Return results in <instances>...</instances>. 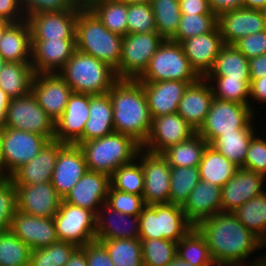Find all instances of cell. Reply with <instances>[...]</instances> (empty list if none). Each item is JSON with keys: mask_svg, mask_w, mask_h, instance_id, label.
Instances as JSON below:
<instances>
[{"mask_svg": "<svg viewBox=\"0 0 266 266\" xmlns=\"http://www.w3.org/2000/svg\"><path fill=\"white\" fill-rule=\"evenodd\" d=\"M110 183L114 189L119 191L142 195L144 191V173L141 163L131 162L120 166L110 176Z\"/></svg>", "mask_w": 266, "mask_h": 266, "instance_id": "obj_47", "label": "cell"}, {"mask_svg": "<svg viewBox=\"0 0 266 266\" xmlns=\"http://www.w3.org/2000/svg\"><path fill=\"white\" fill-rule=\"evenodd\" d=\"M191 67L205 78L212 70L220 50L225 45L218 26L212 31L181 42Z\"/></svg>", "mask_w": 266, "mask_h": 266, "instance_id": "obj_23", "label": "cell"}, {"mask_svg": "<svg viewBox=\"0 0 266 266\" xmlns=\"http://www.w3.org/2000/svg\"><path fill=\"white\" fill-rule=\"evenodd\" d=\"M236 218L266 244V191L233 212Z\"/></svg>", "mask_w": 266, "mask_h": 266, "instance_id": "obj_40", "label": "cell"}, {"mask_svg": "<svg viewBox=\"0 0 266 266\" xmlns=\"http://www.w3.org/2000/svg\"><path fill=\"white\" fill-rule=\"evenodd\" d=\"M148 32H157L151 4H128L127 34Z\"/></svg>", "mask_w": 266, "mask_h": 266, "instance_id": "obj_50", "label": "cell"}, {"mask_svg": "<svg viewBox=\"0 0 266 266\" xmlns=\"http://www.w3.org/2000/svg\"><path fill=\"white\" fill-rule=\"evenodd\" d=\"M88 170L111 176L122 165L137 161L142 145L133 137L113 132L107 136L79 143Z\"/></svg>", "mask_w": 266, "mask_h": 266, "instance_id": "obj_4", "label": "cell"}, {"mask_svg": "<svg viewBox=\"0 0 266 266\" xmlns=\"http://www.w3.org/2000/svg\"><path fill=\"white\" fill-rule=\"evenodd\" d=\"M201 180L223 187L236 173L237 167L224 155L208 145L199 163Z\"/></svg>", "mask_w": 266, "mask_h": 266, "instance_id": "obj_34", "label": "cell"}, {"mask_svg": "<svg viewBox=\"0 0 266 266\" xmlns=\"http://www.w3.org/2000/svg\"><path fill=\"white\" fill-rule=\"evenodd\" d=\"M84 0H20L25 19L43 12L75 10Z\"/></svg>", "mask_w": 266, "mask_h": 266, "instance_id": "obj_53", "label": "cell"}, {"mask_svg": "<svg viewBox=\"0 0 266 266\" xmlns=\"http://www.w3.org/2000/svg\"><path fill=\"white\" fill-rule=\"evenodd\" d=\"M144 266H166L176 256L177 243L166 239H140Z\"/></svg>", "mask_w": 266, "mask_h": 266, "instance_id": "obj_49", "label": "cell"}, {"mask_svg": "<svg viewBox=\"0 0 266 266\" xmlns=\"http://www.w3.org/2000/svg\"><path fill=\"white\" fill-rule=\"evenodd\" d=\"M48 141L37 133L3 127L0 176L10 177L18 168L35 158Z\"/></svg>", "mask_w": 266, "mask_h": 266, "instance_id": "obj_9", "label": "cell"}, {"mask_svg": "<svg viewBox=\"0 0 266 266\" xmlns=\"http://www.w3.org/2000/svg\"><path fill=\"white\" fill-rule=\"evenodd\" d=\"M200 78L185 56L181 43L165 39L137 80L139 82L176 80L193 84Z\"/></svg>", "mask_w": 266, "mask_h": 266, "instance_id": "obj_7", "label": "cell"}, {"mask_svg": "<svg viewBox=\"0 0 266 266\" xmlns=\"http://www.w3.org/2000/svg\"><path fill=\"white\" fill-rule=\"evenodd\" d=\"M213 266H238V265H218V264H215Z\"/></svg>", "mask_w": 266, "mask_h": 266, "instance_id": "obj_71", "label": "cell"}, {"mask_svg": "<svg viewBox=\"0 0 266 266\" xmlns=\"http://www.w3.org/2000/svg\"><path fill=\"white\" fill-rule=\"evenodd\" d=\"M3 149V128H0V154Z\"/></svg>", "mask_w": 266, "mask_h": 266, "instance_id": "obj_69", "label": "cell"}, {"mask_svg": "<svg viewBox=\"0 0 266 266\" xmlns=\"http://www.w3.org/2000/svg\"><path fill=\"white\" fill-rule=\"evenodd\" d=\"M209 144L196 133L190 139L171 145L161 155L167 160L170 167L199 166L204 150Z\"/></svg>", "mask_w": 266, "mask_h": 266, "instance_id": "obj_37", "label": "cell"}, {"mask_svg": "<svg viewBox=\"0 0 266 266\" xmlns=\"http://www.w3.org/2000/svg\"><path fill=\"white\" fill-rule=\"evenodd\" d=\"M17 211L36 217L53 218L63 198L50 181L34 185H15Z\"/></svg>", "mask_w": 266, "mask_h": 266, "instance_id": "obj_18", "label": "cell"}, {"mask_svg": "<svg viewBox=\"0 0 266 266\" xmlns=\"http://www.w3.org/2000/svg\"><path fill=\"white\" fill-rule=\"evenodd\" d=\"M87 171L81 148L76 144H65L59 150L50 182L56 192L64 198Z\"/></svg>", "mask_w": 266, "mask_h": 266, "instance_id": "obj_21", "label": "cell"}, {"mask_svg": "<svg viewBox=\"0 0 266 266\" xmlns=\"http://www.w3.org/2000/svg\"><path fill=\"white\" fill-rule=\"evenodd\" d=\"M266 102V77L250 80V99ZM261 100V101H260Z\"/></svg>", "mask_w": 266, "mask_h": 266, "instance_id": "obj_61", "label": "cell"}, {"mask_svg": "<svg viewBox=\"0 0 266 266\" xmlns=\"http://www.w3.org/2000/svg\"><path fill=\"white\" fill-rule=\"evenodd\" d=\"M31 46L27 19L11 22L0 40V55L6 62H31Z\"/></svg>", "mask_w": 266, "mask_h": 266, "instance_id": "obj_31", "label": "cell"}, {"mask_svg": "<svg viewBox=\"0 0 266 266\" xmlns=\"http://www.w3.org/2000/svg\"><path fill=\"white\" fill-rule=\"evenodd\" d=\"M76 49L105 62L119 79V60L123 36L109 31L84 4L76 21Z\"/></svg>", "mask_w": 266, "mask_h": 266, "instance_id": "obj_3", "label": "cell"}, {"mask_svg": "<svg viewBox=\"0 0 266 266\" xmlns=\"http://www.w3.org/2000/svg\"><path fill=\"white\" fill-rule=\"evenodd\" d=\"M65 266H88L85 250L82 247H77Z\"/></svg>", "mask_w": 266, "mask_h": 266, "instance_id": "obj_62", "label": "cell"}, {"mask_svg": "<svg viewBox=\"0 0 266 266\" xmlns=\"http://www.w3.org/2000/svg\"><path fill=\"white\" fill-rule=\"evenodd\" d=\"M11 98L0 88V128L4 127L6 111Z\"/></svg>", "mask_w": 266, "mask_h": 266, "instance_id": "obj_63", "label": "cell"}, {"mask_svg": "<svg viewBox=\"0 0 266 266\" xmlns=\"http://www.w3.org/2000/svg\"><path fill=\"white\" fill-rule=\"evenodd\" d=\"M217 26L226 45H233L249 34L266 30V11L239 8L218 16Z\"/></svg>", "mask_w": 266, "mask_h": 266, "instance_id": "obj_19", "label": "cell"}, {"mask_svg": "<svg viewBox=\"0 0 266 266\" xmlns=\"http://www.w3.org/2000/svg\"><path fill=\"white\" fill-rule=\"evenodd\" d=\"M84 4L111 32L127 34L128 4L116 0H84Z\"/></svg>", "mask_w": 266, "mask_h": 266, "instance_id": "obj_36", "label": "cell"}, {"mask_svg": "<svg viewBox=\"0 0 266 266\" xmlns=\"http://www.w3.org/2000/svg\"><path fill=\"white\" fill-rule=\"evenodd\" d=\"M188 221L196 226L222 211L221 187L200 180L182 206Z\"/></svg>", "mask_w": 266, "mask_h": 266, "instance_id": "obj_28", "label": "cell"}, {"mask_svg": "<svg viewBox=\"0 0 266 266\" xmlns=\"http://www.w3.org/2000/svg\"><path fill=\"white\" fill-rule=\"evenodd\" d=\"M206 77L250 79L249 61L234 45L225 44Z\"/></svg>", "mask_w": 266, "mask_h": 266, "instance_id": "obj_35", "label": "cell"}, {"mask_svg": "<svg viewBox=\"0 0 266 266\" xmlns=\"http://www.w3.org/2000/svg\"><path fill=\"white\" fill-rule=\"evenodd\" d=\"M76 245L57 241L42 249H33L30 254L29 266H65Z\"/></svg>", "mask_w": 266, "mask_h": 266, "instance_id": "obj_48", "label": "cell"}, {"mask_svg": "<svg viewBox=\"0 0 266 266\" xmlns=\"http://www.w3.org/2000/svg\"><path fill=\"white\" fill-rule=\"evenodd\" d=\"M196 133L177 112L161 115L152 118L151 131L142 148L150 153L161 154L171 145L184 142Z\"/></svg>", "mask_w": 266, "mask_h": 266, "instance_id": "obj_14", "label": "cell"}, {"mask_svg": "<svg viewBox=\"0 0 266 266\" xmlns=\"http://www.w3.org/2000/svg\"><path fill=\"white\" fill-rule=\"evenodd\" d=\"M243 8L266 11V0H242Z\"/></svg>", "mask_w": 266, "mask_h": 266, "instance_id": "obj_64", "label": "cell"}, {"mask_svg": "<svg viewBox=\"0 0 266 266\" xmlns=\"http://www.w3.org/2000/svg\"><path fill=\"white\" fill-rule=\"evenodd\" d=\"M110 185L109 175L88 170L63 198V201L97 213V207L106 203Z\"/></svg>", "mask_w": 266, "mask_h": 266, "instance_id": "obj_25", "label": "cell"}, {"mask_svg": "<svg viewBox=\"0 0 266 266\" xmlns=\"http://www.w3.org/2000/svg\"><path fill=\"white\" fill-rule=\"evenodd\" d=\"M113 105L114 132L133 137L143 145L151 131L147 97L138 80L118 79L108 91Z\"/></svg>", "mask_w": 266, "mask_h": 266, "instance_id": "obj_2", "label": "cell"}, {"mask_svg": "<svg viewBox=\"0 0 266 266\" xmlns=\"http://www.w3.org/2000/svg\"><path fill=\"white\" fill-rule=\"evenodd\" d=\"M90 94L73 92L63 114L55 121L54 140L65 144L83 142V130L89 118Z\"/></svg>", "mask_w": 266, "mask_h": 266, "instance_id": "obj_17", "label": "cell"}, {"mask_svg": "<svg viewBox=\"0 0 266 266\" xmlns=\"http://www.w3.org/2000/svg\"><path fill=\"white\" fill-rule=\"evenodd\" d=\"M264 175L238 168L235 175L221 188L222 211L234 212L255 196L265 192Z\"/></svg>", "mask_w": 266, "mask_h": 266, "instance_id": "obj_22", "label": "cell"}, {"mask_svg": "<svg viewBox=\"0 0 266 266\" xmlns=\"http://www.w3.org/2000/svg\"><path fill=\"white\" fill-rule=\"evenodd\" d=\"M6 61L1 57L0 55V72L3 69L4 65H5Z\"/></svg>", "mask_w": 266, "mask_h": 266, "instance_id": "obj_70", "label": "cell"}, {"mask_svg": "<svg viewBox=\"0 0 266 266\" xmlns=\"http://www.w3.org/2000/svg\"><path fill=\"white\" fill-rule=\"evenodd\" d=\"M103 206L105 208L106 214L108 212L109 217L105 218L104 215L106 214H101V211L104 209L98 210L100 212L96 213V241L99 242L102 240L112 239H140L139 216L126 215L124 213L112 210L106 204Z\"/></svg>", "mask_w": 266, "mask_h": 266, "instance_id": "obj_30", "label": "cell"}, {"mask_svg": "<svg viewBox=\"0 0 266 266\" xmlns=\"http://www.w3.org/2000/svg\"><path fill=\"white\" fill-rule=\"evenodd\" d=\"M64 145L65 143L57 140L48 141L35 158L10 176L14 185H34L51 181L59 150Z\"/></svg>", "mask_w": 266, "mask_h": 266, "instance_id": "obj_26", "label": "cell"}, {"mask_svg": "<svg viewBox=\"0 0 266 266\" xmlns=\"http://www.w3.org/2000/svg\"><path fill=\"white\" fill-rule=\"evenodd\" d=\"M176 255L193 266H213L208 244L194 226L178 242Z\"/></svg>", "mask_w": 266, "mask_h": 266, "instance_id": "obj_39", "label": "cell"}, {"mask_svg": "<svg viewBox=\"0 0 266 266\" xmlns=\"http://www.w3.org/2000/svg\"><path fill=\"white\" fill-rule=\"evenodd\" d=\"M143 151L142 148L137 156H141L138 158L144 173V204H169L171 167L161 154Z\"/></svg>", "mask_w": 266, "mask_h": 266, "instance_id": "obj_13", "label": "cell"}, {"mask_svg": "<svg viewBox=\"0 0 266 266\" xmlns=\"http://www.w3.org/2000/svg\"><path fill=\"white\" fill-rule=\"evenodd\" d=\"M10 230L31 250L42 249L59 241L54 218L36 217L17 211Z\"/></svg>", "mask_w": 266, "mask_h": 266, "instance_id": "obj_24", "label": "cell"}, {"mask_svg": "<svg viewBox=\"0 0 266 266\" xmlns=\"http://www.w3.org/2000/svg\"><path fill=\"white\" fill-rule=\"evenodd\" d=\"M206 80H215L217 87H212L214 99L249 105L250 79H228V77H205Z\"/></svg>", "mask_w": 266, "mask_h": 266, "instance_id": "obj_45", "label": "cell"}, {"mask_svg": "<svg viewBox=\"0 0 266 266\" xmlns=\"http://www.w3.org/2000/svg\"><path fill=\"white\" fill-rule=\"evenodd\" d=\"M208 244L218 265L243 266L252 252L266 244L248 230L233 212L221 211L195 226Z\"/></svg>", "mask_w": 266, "mask_h": 266, "instance_id": "obj_1", "label": "cell"}, {"mask_svg": "<svg viewBox=\"0 0 266 266\" xmlns=\"http://www.w3.org/2000/svg\"><path fill=\"white\" fill-rule=\"evenodd\" d=\"M253 114L249 105L213 99L205 122L197 133L210 145L224 133L247 129Z\"/></svg>", "mask_w": 266, "mask_h": 266, "instance_id": "obj_8", "label": "cell"}, {"mask_svg": "<svg viewBox=\"0 0 266 266\" xmlns=\"http://www.w3.org/2000/svg\"><path fill=\"white\" fill-rule=\"evenodd\" d=\"M17 212V193L10 177L0 176V232L9 230Z\"/></svg>", "mask_w": 266, "mask_h": 266, "instance_id": "obj_51", "label": "cell"}, {"mask_svg": "<svg viewBox=\"0 0 266 266\" xmlns=\"http://www.w3.org/2000/svg\"><path fill=\"white\" fill-rule=\"evenodd\" d=\"M125 4L150 3L151 0H116Z\"/></svg>", "mask_w": 266, "mask_h": 266, "instance_id": "obj_66", "label": "cell"}, {"mask_svg": "<svg viewBox=\"0 0 266 266\" xmlns=\"http://www.w3.org/2000/svg\"><path fill=\"white\" fill-rule=\"evenodd\" d=\"M217 22L215 14L182 15L178 29L170 40L181 43L190 37L212 32L217 27Z\"/></svg>", "mask_w": 266, "mask_h": 266, "instance_id": "obj_46", "label": "cell"}, {"mask_svg": "<svg viewBox=\"0 0 266 266\" xmlns=\"http://www.w3.org/2000/svg\"><path fill=\"white\" fill-rule=\"evenodd\" d=\"M157 32L164 39H171L179 26L182 13L179 0H151Z\"/></svg>", "mask_w": 266, "mask_h": 266, "instance_id": "obj_42", "label": "cell"}, {"mask_svg": "<svg viewBox=\"0 0 266 266\" xmlns=\"http://www.w3.org/2000/svg\"><path fill=\"white\" fill-rule=\"evenodd\" d=\"M58 73L73 92L91 95L107 93L118 80L108 64L78 50Z\"/></svg>", "mask_w": 266, "mask_h": 266, "instance_id": "obj_5", "label": "cell"}, {"mask_svg": "<svg viewBox=\"0 0 266 266\" xmlns=\"http://www.w3.org/2000/svg\"><path fill=\"white\" fill-rule=\"evenodd\" d=\"M82 248L86 252L88 266H115L107 249L100 242L95 240Z\"/></svg>", "mask_w": 266, "mask_h": 266, "instance_id": "obj_56", "label": "cell"}, {"mask_svg": "<svg viewBox=\"0 0 266 266\" xmlns=\"http://www.w3.org/2000/svg\"><path fill=\"white\" fill-rule=\"evenodd\" d=\"M31 92L45 113L56 121L64 112L73 93L71 87L57 72L39 73L33 77Z\"/></svg>", "mask_w": 266, "mask_h": 266, "instance_id": "obj_15", "label": "cell"}, {"mask_svg": "<svg viewBox=\"0 0 266 266\" xmlns=\"http://www.w3.org/2000/svg\"><path fill=\"white\" fill-rule=\"evenodd\" d=\"M24 19L20 0H0V20L19 22Z\"/></svg>", "mask_w": 266, "mask_h": 266, "instance_id": "obj_57", "label": "cell"}, {"mask_svg": "<svg viewBox=\"0 0 266 266\" xmlns=\"http://www.w3.org/2000/svg\"><path fill=\"white\" fill-rule=\"evenodd\" d=\"M55 229L59 241L83 247L95 241L96 213L73 206L62 200L54 215Z\"/></svg>", "mask_w": 266, "mask_h": 266, "instance_id": "obj_12", "label": "cell"}, {"mask_svg": "<svg viewBox=\"0 0 266 266\" xmlns=\"http://www.w3.org/2000/svg\"><path fill=\"white\" fill-rule=\"evenodd\" d=\"M182 15L188 14H214L208 0H179Z\"/></svg>", "mask_w": 266, "mask_h": 266, "instance_id": "obj_58", "label": "cell"}, {"mask_svg": "<svg viewBox=\"0 0 266 266\" xmlns=\"http://www.w3.org/2000/svg\"><path fill=\"white\" fill-rule=\"evenodd\" d=\"M113 132V105L109 93L90 94L89 118L83 130V142L99 139Z\"/></svg>", "mask_w": 266, "mask_h": 266, "instance_id": "obj_32", "label": "cell"}, {"mask_svg": "<svg viewBox=\"0 0 266 266\" xmlns=\"http://www.w3.org/2000/svg\"><path fill=\"white\" fill-rule=\"evenodd\" d=\"M31 248L9 229L0 232V266H29Z\"/></svg>", "mask_w": 266, "mask_h": 266, "instance_id": "obj_44", "label": "cell"}, {"mask_svg": "<svg viewBox=\"0 0 266 266\" xmlns=\"http://www.w3.org/2000/svg\"><path fill=\"white\" fill-rule=\"evenodd\" d=\"M35 73L31 62H6L0 72V88L11 98H19L31 91Z\"/></svg>", "mask_w": 266, "mask_h": 266, "instance_id": "obj_33", "label": "cell"}, {"mask_svg": "<svg viewBox=\"0 0 266 266\" xmlns=\"http://www.w3.org/2000/svg\"><path fill=\"white\" fill-rule=\"evenodd\" d=\"M108 251L115 266H144L140 239L99 241Z\"/></svg>", "mask_w": 266, "mask_h": 266, "instance_id": "obj_41", "label": "cell"}, {"mask_svg": "<svg viewBox=\"0 0 266 266\" xmlns=\"http://www.w3.org/2000/svg\"><path fill=\"white\" fill-rule=\"evenodd\" d=\"M201 180L199 167H171L170 204L183 206Z\"/></svg>", "mask_w": 266, "mask_h": 266, "instance_id": "obj_43", "label": "cell"}, {"mask_svg": "<svg viewBox=\"0 0 266 266\" xmlns=\"http://www.w3.org/2000/svg\"><path fill=\"white\" fill-rule=\"evenodd\" d=\"M4 127L37 133L49 141L54 140L55 121L45 113L31 91L10 100Z\"/></svg>", "mask_w": 266, "mask_h": 266, "instance_id": "obj_11", "label": "cell"}, {"mask_svg": "<svg viewBox=\"0 0 266 266\" xmlns=\"http://www.w3.org/2000/svg\"><path fill=\"white\" fill-rule=\"evenodd\" d=\"M105 204L112 210L131 216H139L145 206L142 195L122 192L111 185Z\"/></svg>", "mask_w": 266, "mask_h": 266, "instance_id": "obj_52", "label": "cell"}, {"mask_svg": "<svg viewBox=\"0 0 266 266\" xmlns=\"http://www.w3.org/2000/svg\"><path fill=\"white\" fill-rule=\"evenodd\" d=\"M145 91L151 118L176 113L178 104L189 83L167 80L140 82Z\"/></svg>", "mask_w": 266, "mask_h": 266, "instance_id": "obj_29", "label": "cell"}, {"mask_svg": "<svg viewBox=\"0 0 266 266\" xmlns=\"http://www.w3.org/2000/svg\"><path fill=\"white\" fill-rule=\"evenodd\" d=\"M247 59L266 53V30L249 34L233 44Z\"/></svg>", "mask_w": 266, "mask_h": 266, "instance_id": "obj_55", "label": "cell"}, {"mask_svg": "<svg viewBox=\"0 0 266 266\" xmlns=\"http://www.w3.org/2000/svg\"><path fill=\"white\" fill-rule=\"evenodd\" d=\"M164 40L158 32L133 33L123 36L119 79L137 80Z\"/></svg>", "mask_w": 266, "mask_h": 266, "instance_id": "obj_10", "label": "cell"}, {"mask_svg": "<svg viewBox=\"0 0 266 266\" xmlns=\"http://www.w3.org/2000/svg\"><path fill=\"white\" fill-rule=\"evenodd\" d=\"M31 45V65L35 74L58 73L77 50L76 39L31 40Z\"/></svg>", "mask_w": 266, "mask_h": 266, "instance_id": "obj_20", "label": "cell"}, {"mask_svg": "<svg viewBox=\"0 0 266 266\" xmlns=\"http://www.w3.org/2000/svg\"><path fill=\"white\" fill-rule=\"evenodd\" d=\"M254 132L251 124L247 129H240L236 133L222 134L210 145L230 162L241 168L244 165L250 140L255 135Z\"/></svg>", "mask_w": 266, "mask_h": 266, "instance_id": "obj_38", "label": "cell"}, {"mask_svg": "<svg viewBox=\"0 0 266 266\" xmlns=\"http://www.w3.org/2000/svg\"><path fill=\"white\" fill-rule=\"evenodd\" d=\"M200 78L197 82L189 84L178 104L177 113L187 121L195 131L204 124L214 99L209 81Z\"/></svg>", "mask_w": 266, "mask_h": 266, "instance_id": "obj_27", "label": "cell"}, {"mask_svg": "<svg viewBox=\"0 0 266 266\" xmlns=\"http://www.w3.org/2000/svg\"><path fill=\"white\" fill-rule=\"evenodd\" d=\"M11 22L0 20V40L2 39V36L4 34L5 28L10 24Z\"/></svg>", "mask_w": 266, "mask_h": 266, "instance_id": "obj_67", "label": "cell"}, {"mask_svg": "<svg viewBox=\"0 0 266 266\" xmlns=\"http://www.w3.org/2000/svg\"><path fill=\"white\" fill-rule=\"evenodd\" d=\"M266 177V139L253 136L241 167Z\"/></svg>", "mask_w": 266, "mask_h": 266, "instance_id": "obj_54", "label": "cell"}, {"mask_svg": "<svg viewBox=\"0 0 266 266\" xmlns=\"http://www.w3.org/2000/svg\"><path fill=\"white\" fill-rule=\"evenodd\" d=\"M194 226L181 206L145 205L139 214L140 239H166L177 243Z\"/></svg>", "mask_w": 266, "mask_h": 266, "instance_id": "obj_6", "label": "cell"}, {"mask_svg": "<svg viewBox=\"0 0 266 266\" xmlns=\"http://www.w3.org/2000/svg\"><path fill=\"white\" fill-rule=\"evenodd\" d=\"M166 266H193L191 263L183 261L179 256H175L173 260Z\"/></svg>", "mask_w": 266, "mask_h": 266, "instance_id": "obj_65", "label": "cell"}, {"mask_svg": "<svg viewBox=\"0 0 266 266\" xmlns=\"http://www.w3.org/2000/svg\"><path fill=\"white\" fill-rule=\"evenodd\" d=\"M211 11L218 17L220 14L243 7L242 0H208Z\"/></svg>", "mask_w": 266, "mask_h": 266, "instance_id": "obj_59", "label": "cell"}, {"mask_svg": "<svg viewBox=\"0 0 266 266\" xmlns=\"http://www.w3.org/2000/svg\"><path fill=\"white\" fill-rule=\"evenodd\" d=\"M250 67V80L266 77V53L248 59Z\"/></svg>", "mask_w": 266, "mask_h": 266, "instance_id": "obj_60", "label": "cell"}, {"mask_svg": "<svg viewBox=\"0 0 266 266\" xmlns=\"http://www.w3.org/2000/svg\"><path fill=\"white\" fill-rule=\"evenodd\" d=\"M84 1L75 10L43 12L27 18L31 40L75 39L76 21Z\"/></svg>", "mask_w": 266, "mask_h": 266, "instance_id": "obj_16", "label": "cell"}, {"mask_svg": "<svg viewBox=\"0 0 266 266\" xmlns=\"http://www.w3.org/2000/svg\"><path fill=\"white\" fill-rule=\"evenodd\" d=\"M256 260L257 261H255L254 263H252L254 265L251 264V266H266V257L265 256L262 257L261 259L258 257Z\"/></svg>", "mask_w": 266, "mask_h": 266, "instance_id": "obj_68", "label": "cell"}]
</instances>
